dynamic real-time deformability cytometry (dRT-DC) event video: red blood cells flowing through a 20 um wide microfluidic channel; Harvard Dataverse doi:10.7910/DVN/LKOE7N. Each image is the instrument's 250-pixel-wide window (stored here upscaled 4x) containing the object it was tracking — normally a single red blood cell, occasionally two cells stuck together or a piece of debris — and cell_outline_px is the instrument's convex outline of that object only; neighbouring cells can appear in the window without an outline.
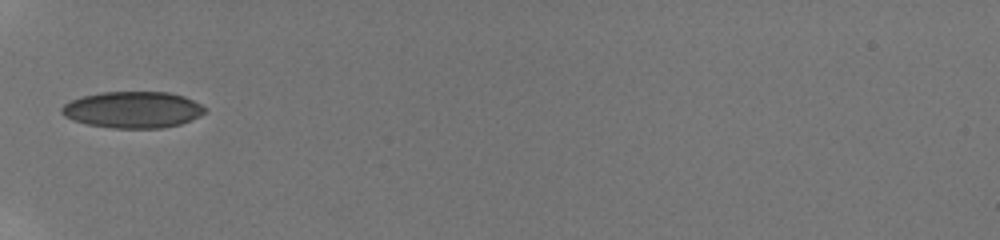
{"species": "human", "species_latin": "Homo sapiens", "temperature_condition": "room temperature", "stored_images_in_passage": 15, "camera_frame_rate_fps": 3000, "um_per_image_px": 0.085, "donor": {"sex": "male"}, "frame": {"image": 1, "passage_image": 1, "time_ms": 0.0, "image_size_px": [1000, 240], "cell_outline_px": [[208, 108], [200, 116], [180, 124], [160, 128], [112, 128], [88, 124], [72, 120], [64, 116], [60, 112], [60, 108], [64, 104], [72, 100], [84, 96], [100, 92], [168, 92], [184, 96]], "centroid_in_image_um": [11.28, 9.33], "position_along_channel_um": 73.7, "area_um2": 30.4}}
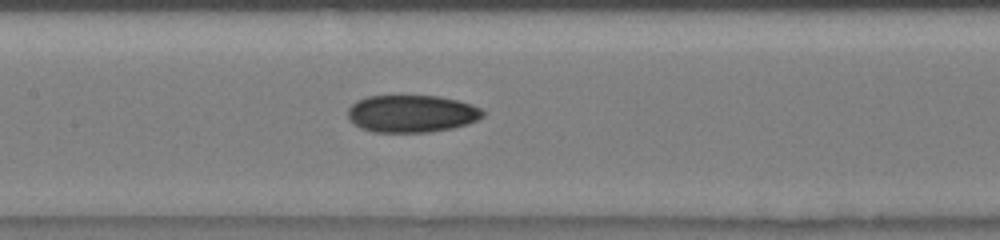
{"frame": {"image": 2, "passage_image": 10, "time_ms": 2.667, "image_size_px": [1000, 240], "cell_outline_px": [[484, 116], [476, 120], [452, 128], [428, 132], [372, 132], [360, 128], [348, 120], [348, 108], [356, 100], [368, 96], [440, 96], [472, 104], [480, 108], [484, 112]], "centroid_in_image_um": [34.95, 9.66], "position_along_channel_um": 172.5, "area_um2": 29.42}}
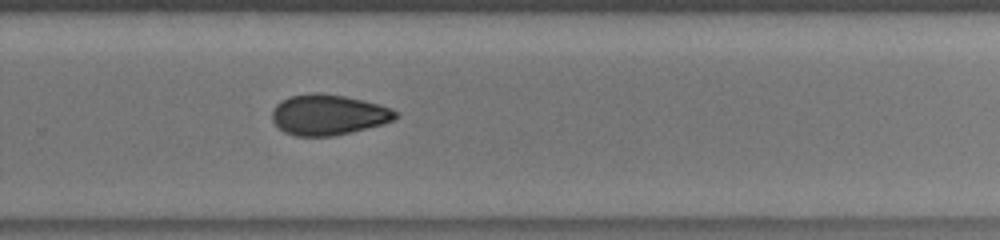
{"frame": {"image": 3, "passage_image": 15, "time_ms": 6.0, "image_size_px": [1000, 240], "cell_outline_px": [[400, 116], [384, 124], [352, 132], [332, 136], [296, 136], [284, 132], [272, 120], [272, 112], [276, 104], [280, 100], [292, 96], [312, 92], [320, 92], [344, 96], [364, 100], [380, 104], [392, 108], [400, 112]], "centroid_in_image_um": [27.95, 9.75], "position_along_channel_um": 301.9, "area_um2": 29.48}}